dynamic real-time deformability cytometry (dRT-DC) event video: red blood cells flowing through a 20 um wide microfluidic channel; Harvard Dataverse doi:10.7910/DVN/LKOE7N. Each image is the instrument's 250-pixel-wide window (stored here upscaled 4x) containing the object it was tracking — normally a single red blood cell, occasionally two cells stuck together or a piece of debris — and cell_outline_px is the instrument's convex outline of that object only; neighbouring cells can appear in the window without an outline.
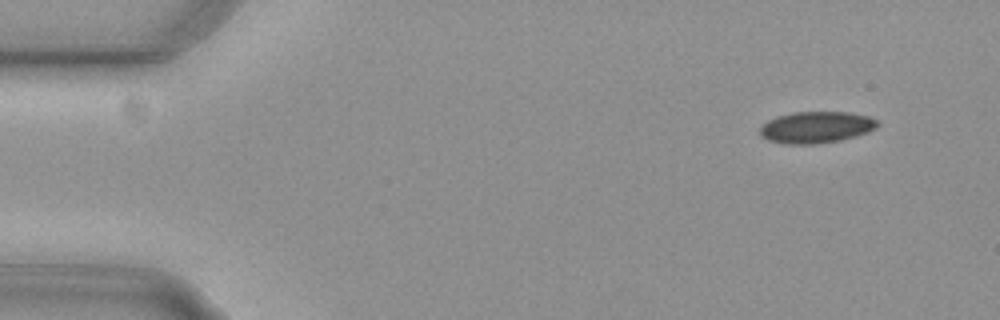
{"species": "common noctule bat (a hibernating species)", "species_latin": "Nyctalus noctula", "temperature_condition": "cold", "stored_images_in_passage": 51, "camera_frame_rate_fps": 3000, "um_per_image_px": 0.085, "animal": {"sex": "female", "body_mass_g": 29.2, "forearm_length_mm": 56.3}, "frame": {"image": 1, "passage_image": 1, "time_ms": 0.0, "image_size_px": [1000, 320], "cell_outline_px": [[880, 124], [876, 128], [868, 132], [856, 136], [840, 140], [812, 144], [784, 144], [768, 140], [760, 136], [760, 128], [768, 120], [776, 116], [792, 112], [848, 112], [868, 116], [880, 120]], "centroid_in_image_um": [69.39, 10.81], "position_along_channel_um": 15.6, "area_um2": 21.79}}
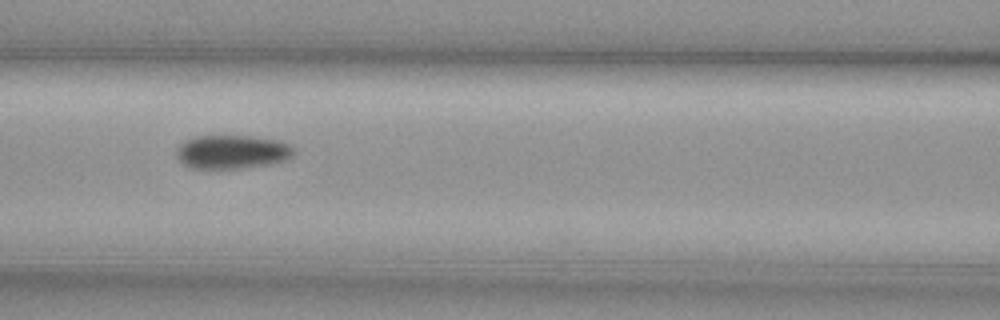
{"frame": {"image": 2, "passage_image": 20, "time_ms": 6.333, "image_size_px": [1000, 320], "cell_outline_px": [[292, 156], [284, 160], [268, 164], [240, 168], [188, 168], [176, 156], [176, 148], [184, 140], [196, 136], [252, 136], [276, 140], [288, 144], [292, 148]], "centroid_in_image_um": [19.66, 12.9], "position_along_channel_um": 146.9, "area_um2": 22.83}}
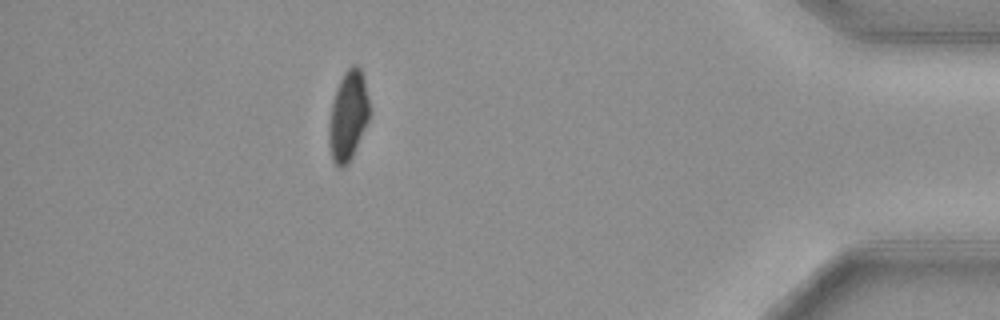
{"frame": {"image": 3, "passage_image": 45, "time_ms": 14.667, "image_size_px": [1000, 320], "cell_outline_px": [[368, 120], [356, 148], [348, 164], [344, 168], [336, 168], [332, 160], [328, 144], [328, 124], [332, 100], [336, 88], [344, 72], [352, 64], [356, 64], [360, 68], [364, 80], [368, 96]], "centroid_in_image_um": [29.55, 9.88], "position_along_channel_um": 405.7, "area_um2": 21.33}, "authors_computed_cell_mechanics": {"area_um2": 22.542, "velocity_mm_per_s": 3.7429, "shape_relaxation_time_tau1_ms": 5.2002, "shape_relaxation_time_tau2_ms": null, "deformation_change_tau1": 0.0889, "deformation_change_tau2": null}}